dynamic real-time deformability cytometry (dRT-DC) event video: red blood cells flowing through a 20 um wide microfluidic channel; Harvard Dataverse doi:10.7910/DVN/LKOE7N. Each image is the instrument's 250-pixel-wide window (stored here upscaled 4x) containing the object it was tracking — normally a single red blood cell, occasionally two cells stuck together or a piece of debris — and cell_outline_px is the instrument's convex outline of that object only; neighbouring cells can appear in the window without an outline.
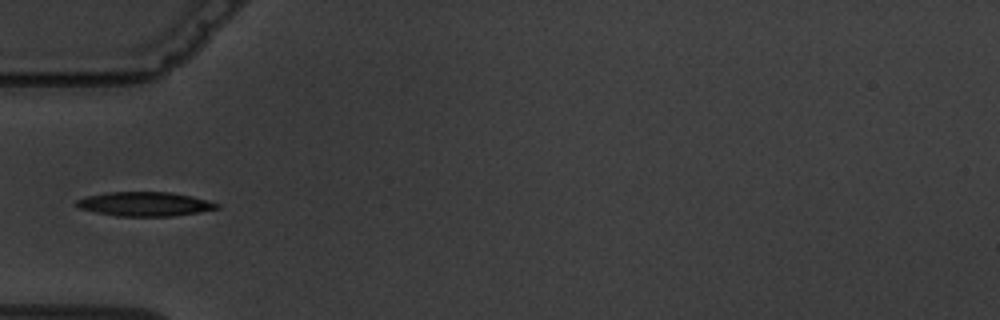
{"species": "common noctule bat (a hibernating species)", "species_latin": "Nyctalus noctula", "temperature_condition": "warm", "stored_images_in_passage": 11, "camera_frame_rate_fps": 3000, "um_per_image_px": 0.085, "animal": {"sex": "male", "body_mass_g": 19.5, "forearm_length_mm": 54.6}, "frame": {"image": 1, "passage_image": 5, "time_ms": 5.667, "image_size_px": [1000, 320], "cell_outline_px": [[220, 208], [200, 212], [172, 216], [116, 216], [96, 212], [80, 208], [72, 204], [76, 200], [88, 196], [108, 192], [172, 192], [192, 196], [208, 200], [220, 204]], "centroid_in_image_um": [12.32, 17.34], "position_along_channel_um": 72.7, "area_um2": 19.88}}
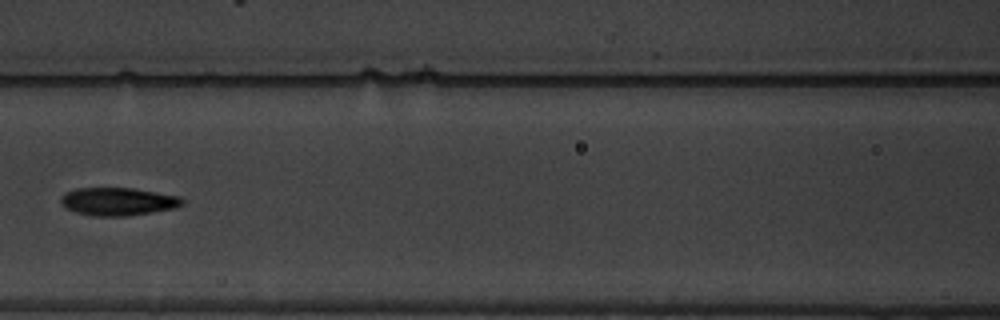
{"frame": {"image": 2, "passage_image": 7, "time_ms": 8.0, "image_size_px": [1000, 320], "cell_outline_px": [[184, 204], [176, 208], [128, 216], [96, 216], [76, 212], [64, 208], [60, 204], [60, 196], [64, 192], [76, 188], [132, 188], [180, 196], [184, 200]], "centroid_in_image_um": [10.0, 17.13], "position_along_channel_um": 156.6, "area_um2": 20.0}}